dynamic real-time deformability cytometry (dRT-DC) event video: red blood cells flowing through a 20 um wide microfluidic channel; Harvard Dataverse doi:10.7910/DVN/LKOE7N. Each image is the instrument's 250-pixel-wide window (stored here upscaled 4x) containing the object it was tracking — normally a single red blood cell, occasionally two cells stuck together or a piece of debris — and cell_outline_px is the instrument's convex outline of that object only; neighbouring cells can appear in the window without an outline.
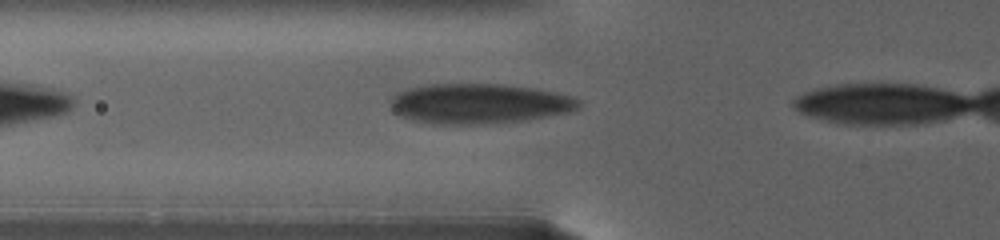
{"species": "human", "species_latin": "Homo sapiens", "temperature_condition": "warm", "stored_images_in_passage": 42, "camera_frame_rate_fps": 3000, "um_per_image_px": 0.085, "donor": {"sex": "female"}, "frame": {"image": 1, "passage_image": 2, "time_ms": 0.667, "image_size_px": [1000, 240], "cell_outline_px": [[580, 108], [572, 112], [524, 120], [480, 124], [440, 124], [416, 120], [400, 116], [392, 108], [392, 100], [400, 92], [412, 88], [432, 84], [500, 84], [536, 88], [572, 96], [580, 100]], "centroid_in_image_um": [40.82, 8.81], "position_along_channel_um": 85.0, "area_um2": 43.47}}
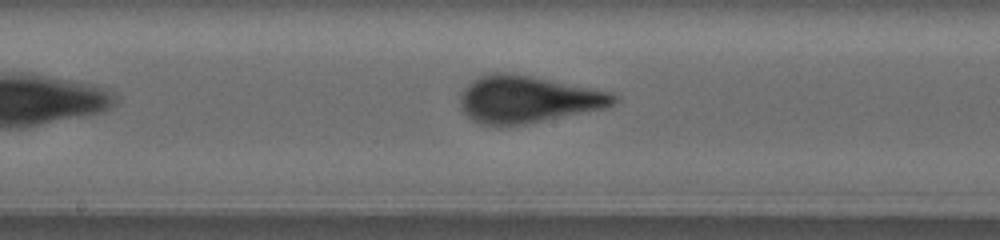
{"frame": {"image": 2, "passage_image": 17, "time_ms": 5.333, "image_size_px": [1000, 240], "cell_outline_px": [[616, 100], [612, 104], [604, 108], [524, 124], [480, 124], [472, 120], [460, 108], [460, 96], [464, 88], [472, 80], [480, 76], [492, 72], [504, 72], [532, 76], [612, 92], [616, 96]], "centroid_in_image_um": [44.81, 8.42], "position_along_channel_um": 203.4, "area_um2": 41.56}}
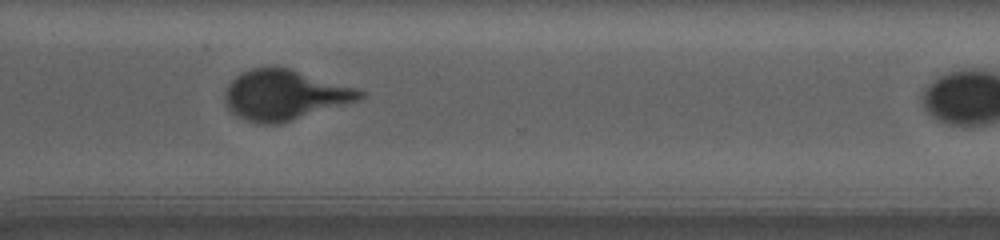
{"frame": {"image": 3, "passage_image": 34, "time_ms": 11.0, "image_size_px": [1000, 240], "cell_outline_px": [[364, 96], [356, 100], [280, 124], [256, 124], [232, 112], [228, 108], [224, 96], [228, 84], [236, 76], [252, 68], [292, 68], [356, 88], [364, 92]], "centroid_in_image_um": [24.16, 8.07], "position_along_channel_um": 346.4, "area_um2": 38.78}}